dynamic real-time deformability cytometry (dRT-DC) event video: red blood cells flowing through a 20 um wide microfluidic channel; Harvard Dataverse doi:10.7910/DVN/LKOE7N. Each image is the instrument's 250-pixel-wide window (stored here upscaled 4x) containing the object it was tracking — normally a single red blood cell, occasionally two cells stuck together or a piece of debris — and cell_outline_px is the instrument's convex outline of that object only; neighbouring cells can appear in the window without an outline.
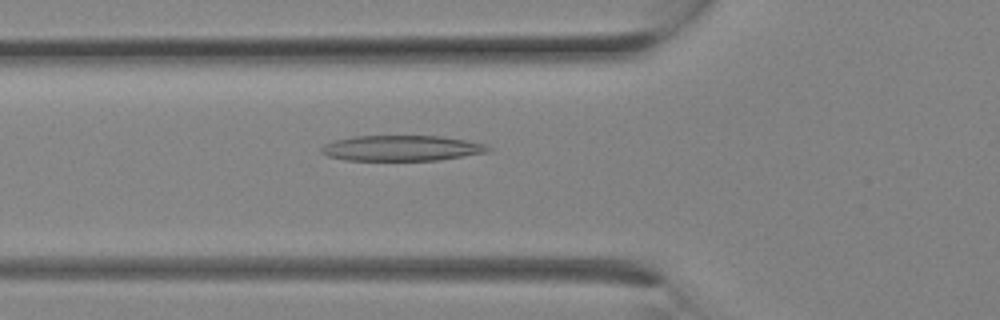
{"species": "Egyptian fruit bat (a non-hibernating species)", "species_latin": "Rousettus aegyptiacus", "temperature_condition": "room temperature", "stored_images_in_passage": 8, "camera_frame_rate_fps": 3000, "um_per_image_px": 0.085, "animal": {"sex": "female"}, "frame": {"image": 1, "passage_image": 3, "time_ms": 0.667, "image_size_px": [1000, 320], "cell_outline_px": [[492, 148], [488, 152], [440, 160], [344, 160], [328, 156], [320, 152], [320, 148], [324, 144], [336, 140], [352, 136], [440, 136], [464, 140], [484, 144]], "centroid_in_image_um": [34.11, 12.59], "position_along_channel_um": 91.7, "area_um2": 24.74}}
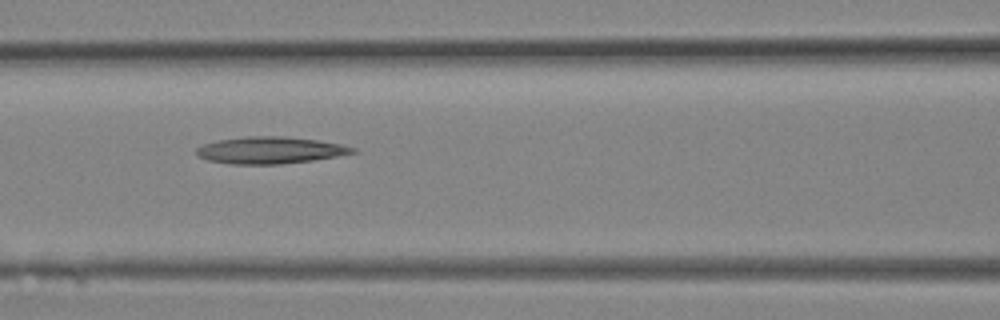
{"frame": {"image": 2, "passage_image": 5, "time_ms": 1.333, "image_size_px": [1000, 320], "cell_outline_px": [[356, 152], [316, 160], [280, 164], [228, 164], [208, 160], [196, 156], [196, 148], [204, 144], [220, 140], [248, 136], [284, 136], [316, 140], [340, 144], [356, 148]], "centroid_in_image_um": [22.94, 12.77], "position_along_channel_um": 143.7, "area_um2": 24.39}}
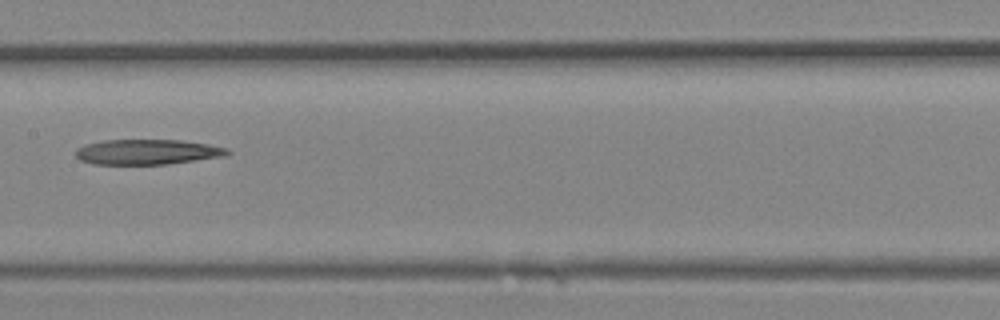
{"frame": {"image": 3, "passage_image": 7, "time_ms": 2.0, "image_size_px": [1000, 320], "cell_outline_px": [[232, 152], [228, 156], [168, 164], [92, 164], [80, 160], [76, 156], [76, 148], [84, 144], [104, 140], [180, 140], [208, 144], [228, 148]], "centroid_in_image_um": [12.55, 12.91], "position_along_channel_um": 194.8, "area_um2": 22.48}}